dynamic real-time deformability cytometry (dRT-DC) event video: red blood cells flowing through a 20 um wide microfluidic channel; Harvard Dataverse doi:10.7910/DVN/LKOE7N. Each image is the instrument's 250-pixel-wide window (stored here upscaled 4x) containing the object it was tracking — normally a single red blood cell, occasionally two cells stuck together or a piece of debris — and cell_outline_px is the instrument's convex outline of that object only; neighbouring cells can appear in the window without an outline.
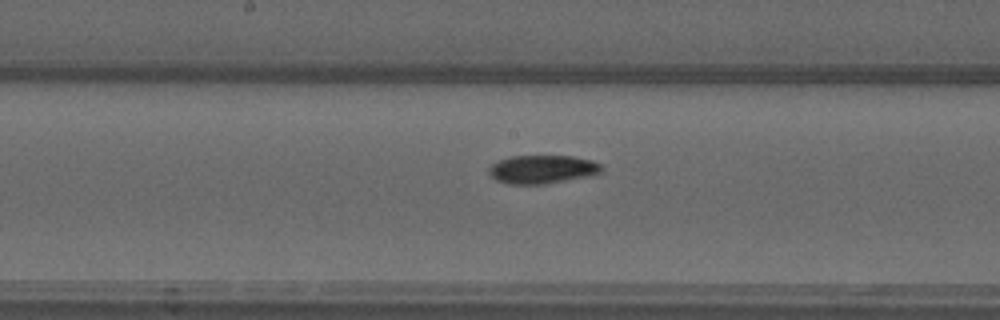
{"species": "common noctule bat (a hibernating species)", "species_latin": "Nyctalus noctula", "temperature_condition": "warm", "stored_images_in_passage": 51, "camera_frame_rate_fps": 3000, "um_per_image_px": 0.085, "animal": {"sex": "male", "forearm_length_mm": 52.5}, "frame": {"image": 1, "passage_image": 27, "time_ms": 8.667, "image_size_px": [1000, 320], "cell_outline_px": [[604, 168], [600, 172], [592, 176], [544, 184], [508, 184], [496, 180], [488, 172], [488, 168], [492, 164], [508, 156], [572, 156], [592, 160], [600, 164]], "centroid_in_image_um": [46.11, 14.39], "position_along_channel_um": 202.1, "area_um2": 18.79}}
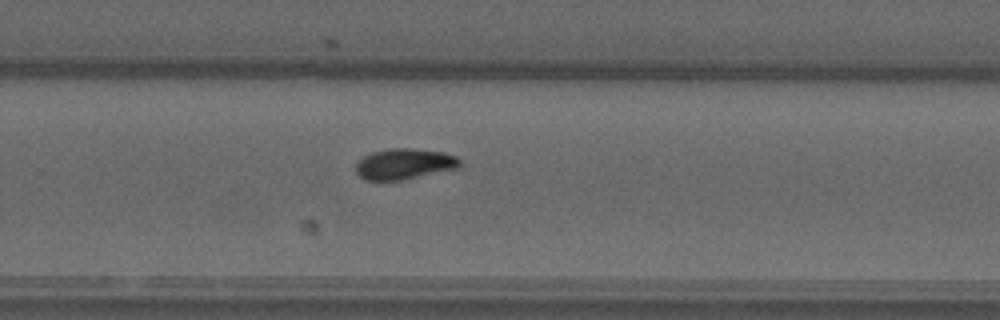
{"frame": {"image": 2, "passage_image": 34, "time_ms": 11.0, "image_size_px": [1000, 320], "cell_outline_px": [[460, 168], [404, 180], [364, 180], [356, 172], [356, 164], [364, 156], [372, 152], [392, 148], [412, 148], [444, 152], [456, 156], [460, 160]], "centroid_in_image_um": [34.4, 13.94], "position_along_channel_um": 295.4, "area_um2": 18.79}}
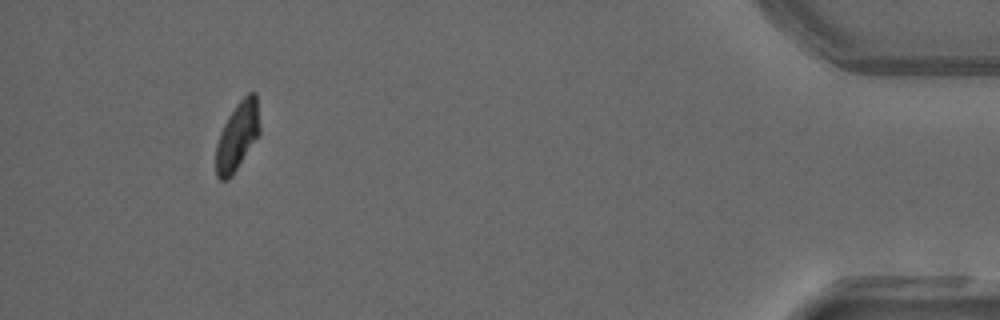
{"frame": {"image": 3, "passage_image": 48, "time_ms": 15.667, "image_size_px": [1000, 320], "cell_outline_px": [[260, 132], [232, 176], [228, 180], [220, 180], [216, 176], [216, 144], [220, 132], [228, 116], [236, 104], [248, 92], [256, 92], [260, 128]], "centroid_in_image_um": [20.17, 11.56], "position_along_channel_um": 415.0, "area_um2": 17.34}, "authors_computed_cell_mechanics": {"area_um2": 17.7446, "velocity_mm_per_s": 4.0182, "shape_relaxation_time_tau1_ms": 5.1425, "shape_relaxation_time_tau2_ms": 3.4688, "deformation_change_tau1": 0.1508, "deformation_change_tau2": 0.0682}}